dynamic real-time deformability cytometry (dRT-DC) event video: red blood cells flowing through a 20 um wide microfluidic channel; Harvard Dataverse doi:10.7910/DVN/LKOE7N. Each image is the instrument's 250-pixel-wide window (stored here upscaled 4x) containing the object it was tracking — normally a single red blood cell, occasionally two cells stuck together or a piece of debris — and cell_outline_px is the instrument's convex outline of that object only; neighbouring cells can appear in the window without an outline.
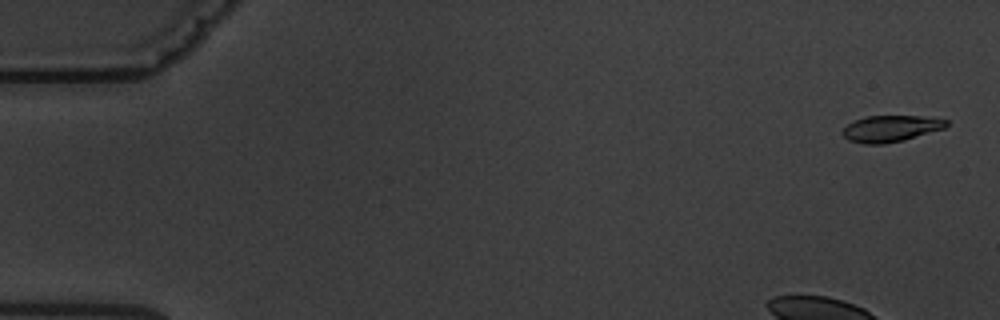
{"species": "common noctule bat (a hibernating species)", "species_latin": "Nyctalus noctula", "temperature_condition": "warm", "stored_images_in_passage": 5, "camera_frame_rate_fps": 3000, "um_per_image_px": 0.085, "animal": {"sex": "male", "body_mass_g": 19.5, "forearm_length_mm": 54.6}, "frame": {"image": 1, "passage_image": 1, "time_ms": 0.0, "image_size_px": [1000, 320], "cell_outline_px": [[948, 124], [944, 128], [904, 140], [884, 144], [864, 144], [848, 140], [840, 132], [848, 124], [856, 120], [868, 116], [920, 116], [948, 120]], "centroid_in_image_um": [75.69, 10.94], "position_along_channel_um": 9.3, "area_um2": 15.84}}